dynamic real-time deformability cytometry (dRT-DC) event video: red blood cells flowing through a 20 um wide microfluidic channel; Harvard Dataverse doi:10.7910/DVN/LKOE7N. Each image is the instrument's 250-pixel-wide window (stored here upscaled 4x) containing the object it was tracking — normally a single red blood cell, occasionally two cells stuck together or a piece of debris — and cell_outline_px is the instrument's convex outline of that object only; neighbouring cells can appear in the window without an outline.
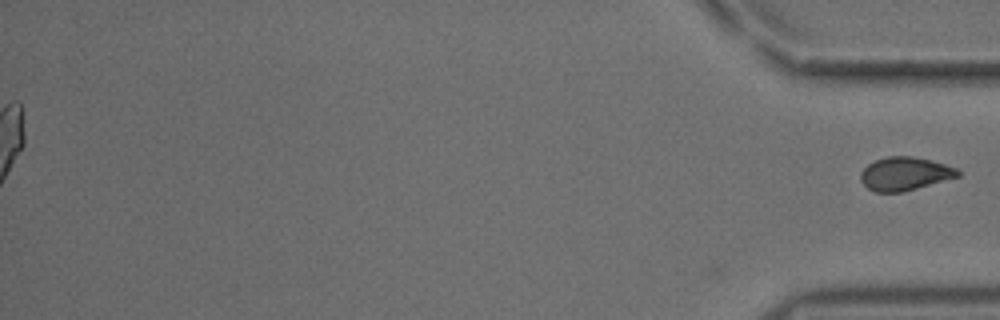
{"species": "common noctule bat (a hibernating species)", "species_latin": "Nyctalus noctula", "temperature_condition": "cold", "stored_images_in_passage": 55, "segment_of_instrument_passage": [2, 2], "camera_frame_rate_fps": 3000, "um_per_image_px": 0.085, "animal": {"sex": "male", "body_mass_g": 18.8}, "frame": {"image": 1, "passage_image": 55, "time_ms": 18.0, "image_size_px": [1000, 320], "cell_outline_px": [[960, 176], [916, 188], [900, 192], [876, 192], [868, 188], [860, 180], [860, 172], [868, 164], [876, 160], [888, 156], [912, 156], [932, 160], [956, 168], [960, 172]], "centroid_in_image_um": [76.9, 14.76], "position_along_channel_um": 358.3, "area_um2": 18.73}}